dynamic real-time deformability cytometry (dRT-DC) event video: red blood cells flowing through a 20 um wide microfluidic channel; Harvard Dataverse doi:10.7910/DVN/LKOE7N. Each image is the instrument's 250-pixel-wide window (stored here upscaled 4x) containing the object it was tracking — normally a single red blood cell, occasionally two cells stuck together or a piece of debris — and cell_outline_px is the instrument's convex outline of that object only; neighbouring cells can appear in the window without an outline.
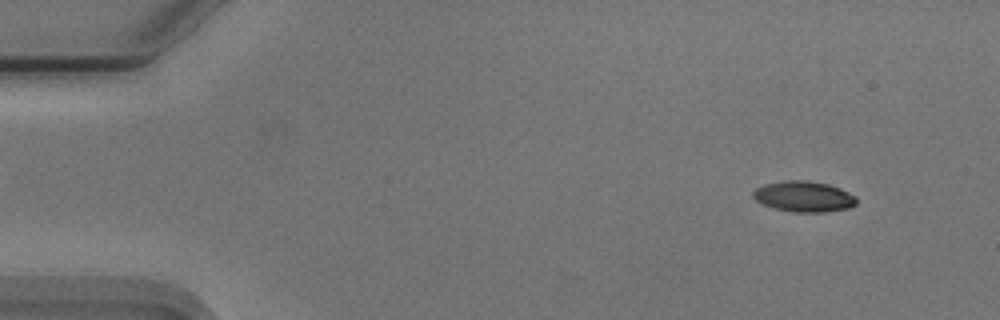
{"species": "Egyptian fruit bat (a non-hibernating species)", "species_latin": "Rousettus aegyptiacus", "temperature_condition": "cold", "stored_images_in_passage": 54, "camera_frame_rate_fps": 3000, "um_per_image_px": 0.085, "animal": {"sex": "male"}, "frame": {"image": 1, "passage_image": 4, "time_ms": 1.0, "image_size_px": [1000, 320], "cell_outline_px": [[856, 204], [848, 208], [824, 212], [792, 212], [772, 208], [756, 200], [752, 196], [752, 192], [756, 188], [764, 184], [788, 180], [804, 180], [828, 184], [840, 188], [856, 196]], "centroid_in_image_um": [68.31, 16.71], "position_along_channel_um": 16.7, "area_um2": 18.5}}
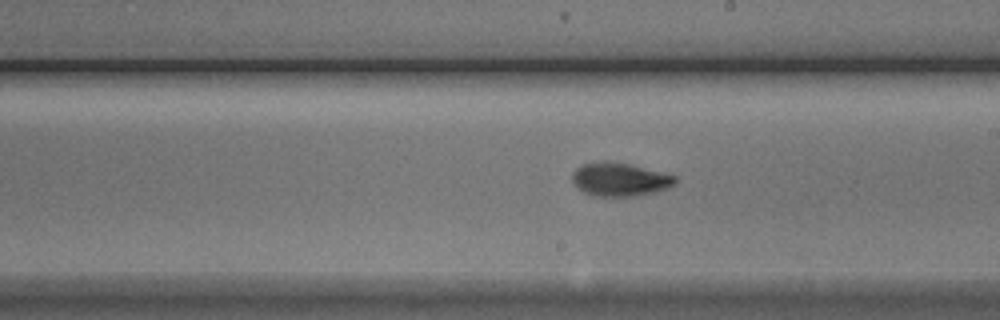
{"frame": {"image": 2, "passage_image": 30, "time_ms": 9.667, "image_size_px": [1000, 320], "cell_outline_px": [[676, 184], [668, 188], [656, 192], [636, 196], [596, 196], [584, 192], [572, 180], [572, 172], [576, 168], [584, 164], [628, 164], [676, 176]], "centroid_in_image_um": [52.73, 15.3], "position_along_channel_um": 236.3, "area_um2": 19.25}}
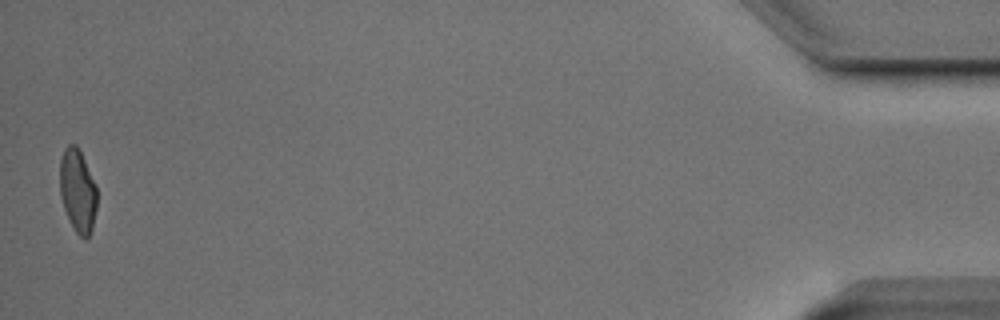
{"frame": {"image": 3, "passage_image": 53, "time_ms": 17.333, "image_size_px": [1000, 320], "cell_outline_px": [[96, 208], [92, 232], [84, 240], [76, 232], [64, 208], [60, 196], [60, 160], [64, 148], [68, 144], [76, 144], [96, 184]], "centroid_in_image_um": [6.6, 16.21], "position_along_channel_um": 428.6, "area_um2": 17.86}, "authors_computed_cell_mechanics": {"area_um2": 18.6694, "velocity_mm_per_s": 3.739, "shape_relaxation_time_tau1_ms": 3.5027, "shape_relaxation_time_tau2_ms": 2.92, "deformation_change_tau1": 0.1346, "deformation_change_tau2": 0.0813}}